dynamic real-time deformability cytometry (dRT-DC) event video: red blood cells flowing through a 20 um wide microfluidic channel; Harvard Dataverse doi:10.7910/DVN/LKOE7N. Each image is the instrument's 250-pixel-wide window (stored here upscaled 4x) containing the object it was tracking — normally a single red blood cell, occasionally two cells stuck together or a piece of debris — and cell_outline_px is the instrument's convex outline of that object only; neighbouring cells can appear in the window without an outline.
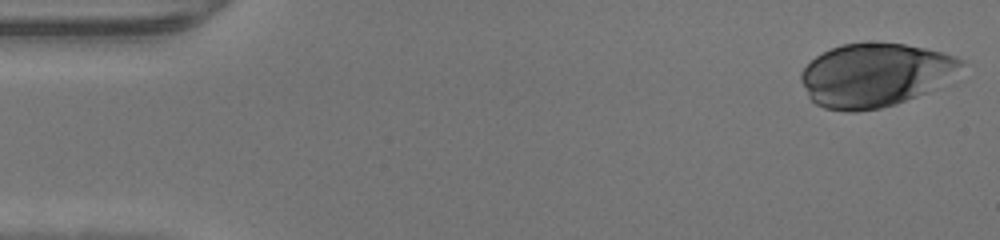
{"species": "human", "species_latin": "Homo sapiens", "temperature_condition": "warm", "stored_images_in_passage": 46, "camera_frame_rate_fps": 3000, "um_per_image_px": 0.085, "donor": {"sex": "male"}, "frame": {"image": 1, "passage_image": 1, "time_ms": 0.0, "image_size_px": [1000, 240], "cell_outline_px": [[964, 60], [960, 64], [928, 92], [896, 104], [880, 108], [856, 112], [848, 112], [824, 108], [816, 104], [808, 96], [800, 80], [800, 72], [816, 56], [840, 44], [904, 44], [944, 52], [956, 56]], "centroid_in_image_um": [74.28, 6.39], "position_along_channel_um": 10.7, "area_um2": 58.03}}
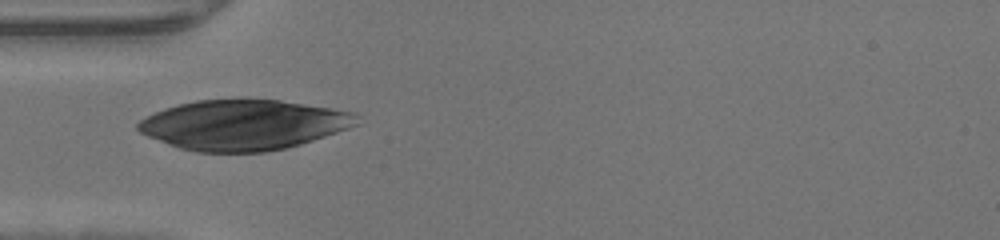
{"frame": {"image": 2, "passage_image": 14, "time_ms": 4.333, "image_size_px": [1000, 240], "cell_outline_px": [[360, 124], [288, 148], [264, 152], [196, 152], [180, 148], [168, 144], [148, 136], [140, 132], [136, 128], [136, 124], [140, 120], [164, 108], [196, 100], [280, 100], [332, 108], [356, 112], [360, 116]], "centroid_in_image_um": [20.72, 10.62], "position_along_channel_um": 64.3, "area_um2": 63.7}}